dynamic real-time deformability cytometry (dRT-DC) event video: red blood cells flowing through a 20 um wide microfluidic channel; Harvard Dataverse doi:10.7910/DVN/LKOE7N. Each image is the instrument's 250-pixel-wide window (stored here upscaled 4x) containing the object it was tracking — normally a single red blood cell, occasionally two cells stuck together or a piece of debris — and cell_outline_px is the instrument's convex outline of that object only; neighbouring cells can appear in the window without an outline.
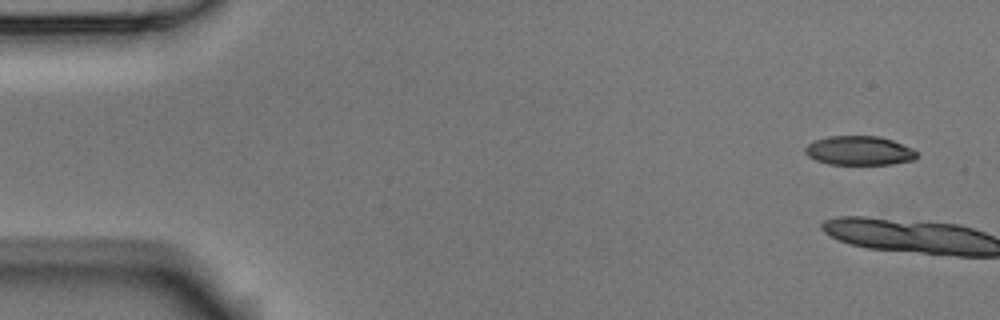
{"species": "Egyptian fruit bat (a non-hibernating species)", "species_latin": "Rousettus aegyptiacus", "temperature_condition": "room temperature", "stored_images_in_passage": 5, "camera_frame_rate_fps": 3000, "um_per_image_px": 0.085, "animal": {"sex": "male"}, "frame": {"image": 1, "passage_image": 1, "time_ms": 0.0, "image_size_px": [1000, 320], "cell_outline_px": [[916, 160], [892, 164], [828, 164], [816, 160], [808, 156], [804, 152], [804, 148], [808, 144], [816, 140], [828, 136], [880, 136], [892, 140], [912, 148], [916, 152]], "centroid_in_image_um": [73.03, 12.8], "position_along_channel_um": 12.0, "area_um2": 18.96}}
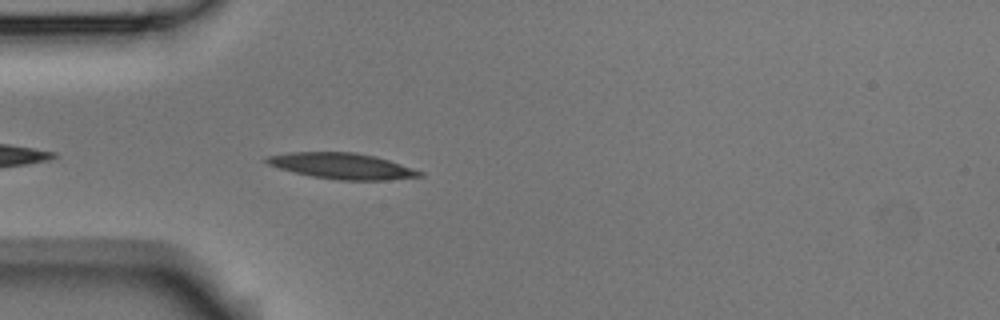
{"frame": {"image": 2, "passage_image": 5, "time_ms": 1.333, "image_size_px": [1000, 320], "cell_outline_px": [[424, 176], [388, 180], [340, 180], [312, 176], [280, 168], [268, 164], [264, 160], [268, 156], [288, 152], [356, 152], [376, 156], [424, 172]], "centroid_in_image_um": [29.11, 14.1], "position_along_channel_um": 55.9, "area_um2": 22.95}}